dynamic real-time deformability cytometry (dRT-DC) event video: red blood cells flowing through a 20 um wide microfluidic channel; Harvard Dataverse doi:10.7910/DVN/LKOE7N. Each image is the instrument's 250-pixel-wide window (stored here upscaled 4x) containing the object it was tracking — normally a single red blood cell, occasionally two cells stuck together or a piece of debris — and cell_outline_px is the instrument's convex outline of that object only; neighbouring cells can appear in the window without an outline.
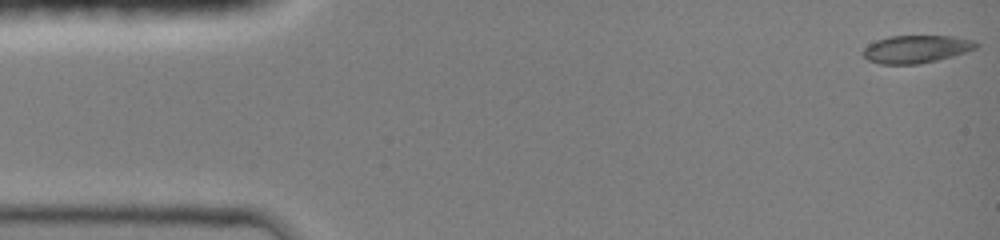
{"species": "common noctule bat (a hibernating species)", "species_latin": "Nyctalus noctula", "temperature_condition": "room temperature", "stored_images_in_passage": 46, "camera_frame_rate_fps": 3000, "um_per_image_px": 0.085, "animal": {"sex": "female", "body_mass_g": 19.0, "forearm_length_mm": 51.5}, "frame": {"image": 1, "passage_image": 1, "time_ms": 0.0, "image_size_px": [1000, 240], "cell_outline_px": [[980, 44], [976, 48], [952, 56], [936, 60], [916, 64], [880, 64], [868, 60], [860, 52], [868, 44], [876, 40], [888, 36], [952, 36], [972, 40]], "centroid_in_image_um": [77.83, 4.17], "position_along_channel_um": 7.2, "area_um2": 18.21}}
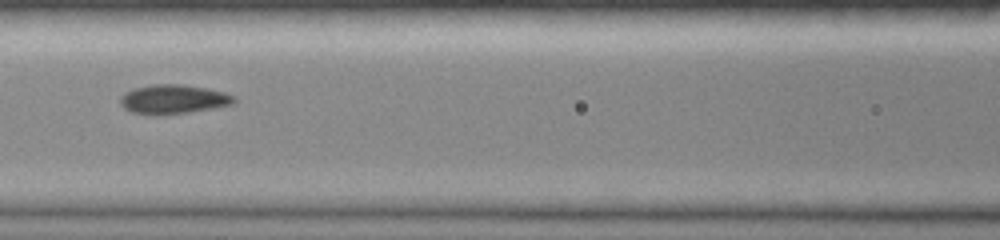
{"frame": {"image": 2, "passage_image": 20, "time_ms": 6.333, "image_size_px": [1000, 240], "cell_outline_px": [[236, 100], [232, 104], [212, 108], [188, 112], [132, 112], [124, 108], [120, 104], [120, 96], [124, 92], [136, 88], [152, 84], [180, 84], [204, 88], [224, 92], [232, 96]], "centroid_in_image_um": [14.72, 8.39], "position_along_channel_um": 151.9, "area_um2": 18.44}}
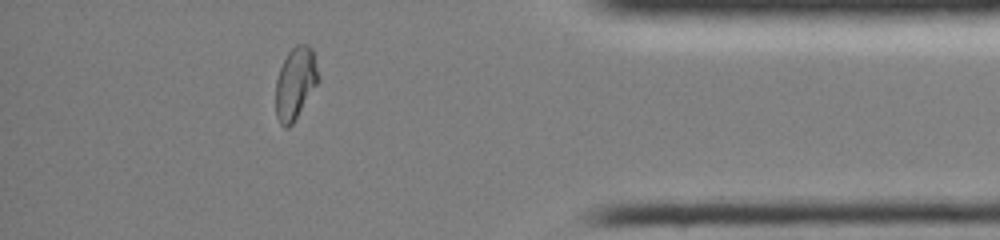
{"frame": {"image": 3, "passage_image": 40, "time_ms": 13.0, "image_size_px": [1000, 240], "cell_outline_px": [[320, 80], [292, 124], [288, 128], [284, 128], [280, 124], [276, 116], [276, 80], [280, 68], [288, 52], [296, 44], [308, 44], [312, 48], [320, 76]], "centroid_in_image_um": [25.12, 7.07], "position_along_channel_um": 410.1, "area_um2": 17.98}, "authors_computed_cell_mechanics": {"area_um2": 18.4093, "velocity_mm_per_s": 4.1987, "shape_relaxation_time_tau1_ms": 11.3627, "shape_relaxation_time_tau2_ms": 1.2219, "deformation_change_tau1": 0.2867, "deformation_change_tau2": 0.0455}}